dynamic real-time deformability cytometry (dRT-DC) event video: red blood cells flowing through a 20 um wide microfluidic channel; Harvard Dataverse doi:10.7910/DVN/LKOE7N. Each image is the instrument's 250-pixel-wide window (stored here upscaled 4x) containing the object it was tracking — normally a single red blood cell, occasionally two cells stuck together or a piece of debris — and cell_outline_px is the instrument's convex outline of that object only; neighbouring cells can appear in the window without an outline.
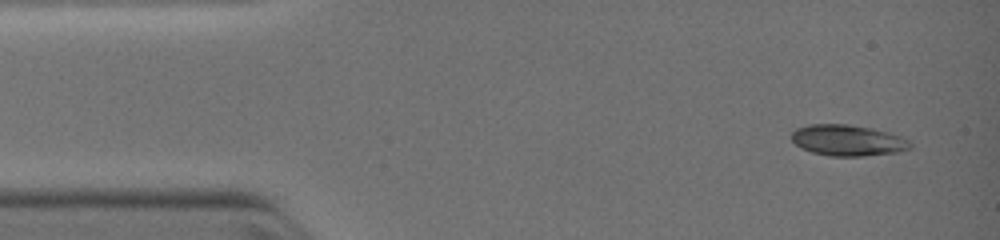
{"species": "common noctule bat (a hibernating species)", "species_latin": "Nyctalus noctula", "temperature_condition": "warm", "stored_images_in_passage": 9, "camera_frame_rate_fps": 3000, "um_per_image_px": 0.085, "animal": {"sex": "female", "body_mass_g": 19.0, "forearm_length_mm": 51.5}, "frame": {"image": 1, "passage_image": 1, "time_ms": 0.0, "image_size_px": [1000, 240], "cell_outline_px": [[912, 144], [908, 148], [896, 152], [860, 156], [832, 156], [812, 152], [796, 144], [792, 140], [792, 132], [796, 128], [812, 124], [848, 124], [868, 128], [884, 132], [908, 140]], "centroid_in_image_um": [72.0, 11.93], "position_along_channel_um": 13.0, "area_um2": 20.81}}
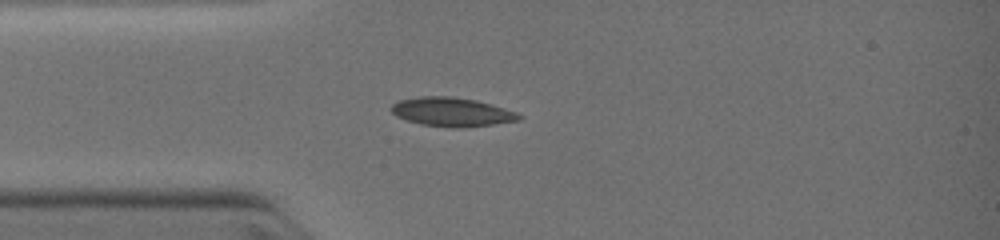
{"frame": {"image": 2, "passage_image": 6, "time_ms": 2.333, "image_size_px": [1000, 240], "cell_outline_px": [[524, 116], [520, 120], [464, 128], [452, 128], [420, 124], [396, 116], [392, 112], [392, 104], [400, 100], [424, 96], [448, 96], [476, 100], [504, 108], [516, 112]], "centroid_in_image_um": [38.43, 9.52], "position_along_channel_um": 46.6, "area_um2": 21.39}}